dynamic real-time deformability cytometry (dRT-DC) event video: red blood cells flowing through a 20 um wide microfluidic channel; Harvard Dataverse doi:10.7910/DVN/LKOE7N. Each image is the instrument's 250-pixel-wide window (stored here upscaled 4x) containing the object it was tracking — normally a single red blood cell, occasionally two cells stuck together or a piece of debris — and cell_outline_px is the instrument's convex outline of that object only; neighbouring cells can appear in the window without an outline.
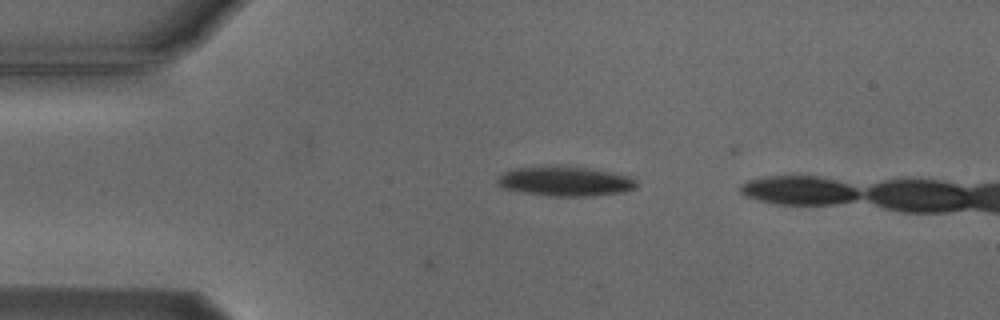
{"species": "Egyptian fruit bat (a non-hibernating species)", "species_latin": "Rousettus aegyptiacus", "temperature_condition": "cold", "stored_images_in_passage": 11, "camera_frame_rate_fps": 3000, "um_per_image_px": 0.085, "animal": {"sex": "male"}, "frame": {"image": 1, "passage_image": 11, "time_ms": 3.333, "image_size_px": [1000, 320], "cell_outline_px": [[636, 188], [624, 192], [592, 196], [548, 196], [520, 192], [504, 188], [496, 184], [496, 180], [504, 172], [512, 168], [584, 168], [608, 172], [628, 176], [636, 180]], "centroid_in_image_um": [48.03, 15.45], "position_along_channel_um": 37.0, "area_um2": 23.29}}